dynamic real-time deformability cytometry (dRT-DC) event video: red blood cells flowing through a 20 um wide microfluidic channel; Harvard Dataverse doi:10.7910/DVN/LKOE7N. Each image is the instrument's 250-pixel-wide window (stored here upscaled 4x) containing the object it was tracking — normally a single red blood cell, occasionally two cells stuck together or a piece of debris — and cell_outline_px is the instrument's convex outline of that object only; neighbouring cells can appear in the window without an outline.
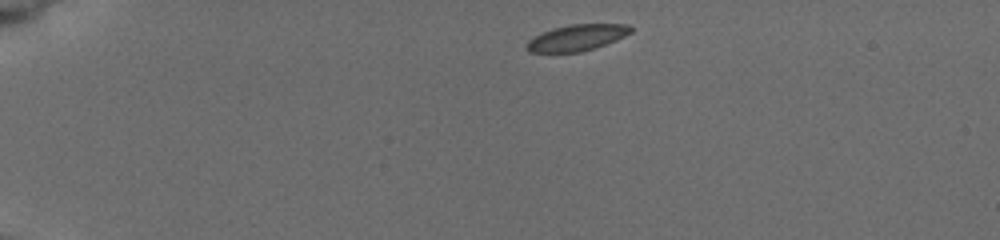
{"species": "common noctule bat (a hibernating species)", "species_latin": "Nyctalus noctula", "temperature_condition": "cold", "stored_images_in_passage": 4, "camera_frame_rate_fps": 3000, "um_per_image_px": 0.085, "animal": {"sex": "female", "body_mass_g": 19.5, "forearm_length_mm": 54.1}, "frame": {"image": 1, "passage_image": 1, "time_ms": 0.0, "image_size_px": [1000, 240], "cell_outline_px": [[632, 32], [616, 40], [580, 52], [528, 52], [524, 48], [524, 44], [528, 40], [552, 28], [568, 24], [628, 24], [632, 28]], "centroid_in_image_um": [49.0, 3.2], "position_along_channel_um": 36.0, "area_um2": 15.84}}
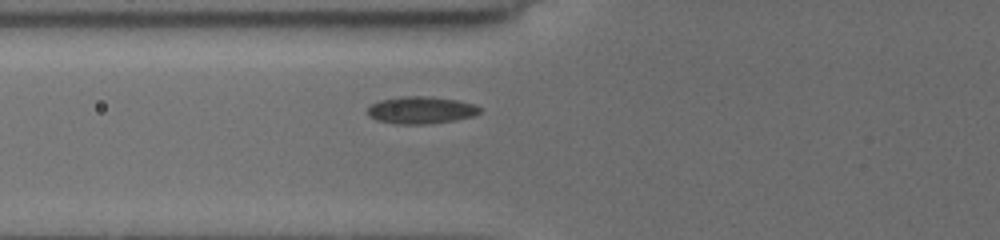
{"frame": {"image": 2, "passage_image": 4, "time_ms": 3.333, "image_size_px": [1000, 240], "cell_outline_px": [[480, 112], [472, 116], [452, 120], [428, 124], [396, 124], [376, 120], [368, 116], [368, 108], [372, 104], [380, 100], [404, 96], [432, 96], [456, 100], [476, 104], [480, 108]], "centroid_in_image_um": [35.77, 9.35], "position_along_channel_um": 90.0, "area_um2": 17.74}}